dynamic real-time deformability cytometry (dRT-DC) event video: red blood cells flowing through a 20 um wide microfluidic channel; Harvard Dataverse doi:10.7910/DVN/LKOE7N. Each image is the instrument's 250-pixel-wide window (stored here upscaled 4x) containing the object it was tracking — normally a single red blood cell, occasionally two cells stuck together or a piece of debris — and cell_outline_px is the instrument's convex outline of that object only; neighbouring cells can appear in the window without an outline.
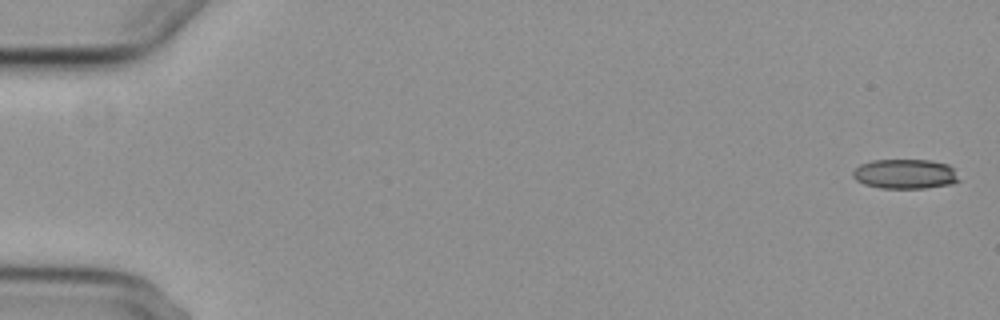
{"species": "common noctule bat (a hibernating species)", "species_latin": "Nyctalus noctula", "temperature_condition": "cold", "stored_images_in_passage": 9, "camera_frame_rate_fps": 3000, "um_per_image_px": 0.085, "animal": {"sex": "female", "body_mass_g": 29.2, "forearm_length_mm": 56.3}, "frame": {"image": 1, "passage_image": 1, "time_ms": 0.0, "image_size_px": [1000, 320], "cell_outline_px": [[960, 180], [952, 184], [924, 188], [880, 188], [864, 184], [856, 180], [852, 176], [852, 172], [860, 164], [872, 160], [928, 160], [948, 164], [952, 168]], "centroid_in_image_um": [76.91, 14.79], "position_along_channel_um": 8.1, "area_um2": 18.32}}
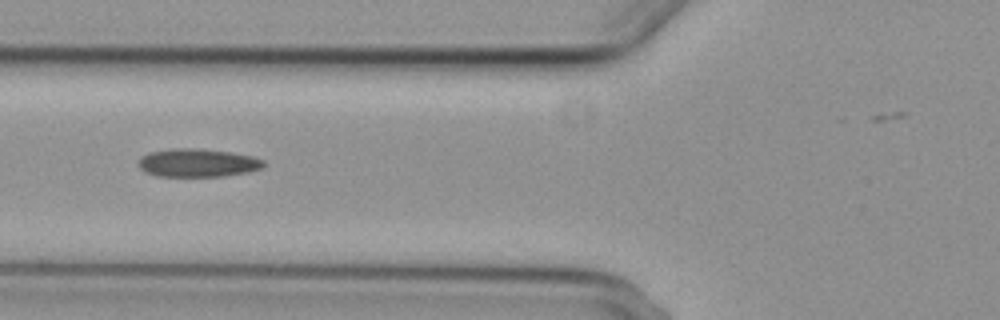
{"frame": {"image": 2, "passage_image": 7, "time_ms": 7.0, "image_size_px": [1000, 320], "cell_outline_px": [[264, 168], [248, 172], [224, 176], [156, 176], [144, 172], [136, 164], [140, 156], [148, 152], [168, 148], [196, 148], [232, 152], [252, 156], [264, 160]], "centroid_in_image_um": [16.76, 13.83], "position_along_channel_um": 109.0, "area_um2": 20.98}}
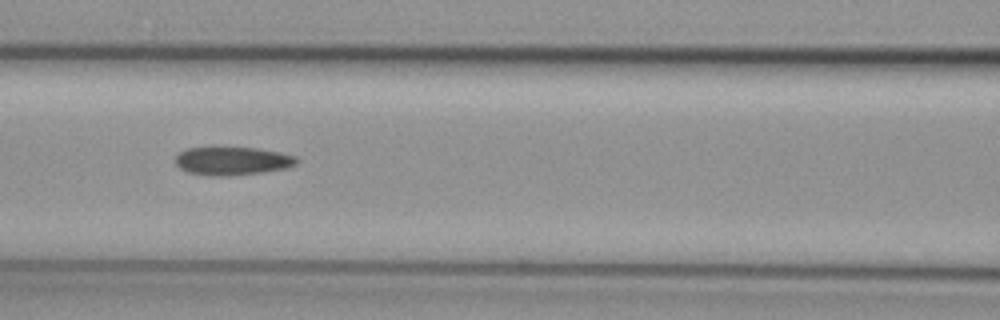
{"frame": {"image": 3, "passage_image": 8, "time_ms": 8.0, "image_size_px": [1000, 320], "cell_outline_px": [[300, 160], [296, 164], [288, 168], [264, 172], [228, 176], [208, 176], [188, 172], [180, 168], [176, 164], [176, 156], [180, 152], [188, 148], [212, 144], [216, 144], [256, 148], [280, 152], [296, 156]], "centroid_in_image_um": [19.74, 13.63], "position_along_channel_um": 146.9, "area_um2": 21.04}}